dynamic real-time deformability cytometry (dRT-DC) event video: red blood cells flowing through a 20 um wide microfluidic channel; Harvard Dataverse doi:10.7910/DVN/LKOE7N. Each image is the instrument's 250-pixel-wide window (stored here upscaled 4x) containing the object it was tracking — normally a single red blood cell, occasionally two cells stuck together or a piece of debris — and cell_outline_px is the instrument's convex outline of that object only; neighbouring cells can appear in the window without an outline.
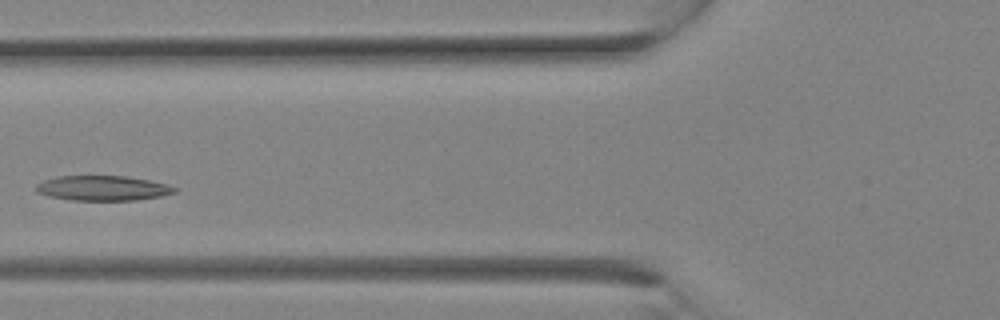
{"species": "Egyptian fruit bat (a non-hibernating species)", "species_latin": "Rousettus aegyptiacus", "temperature_condition": "room temperature", "stored_images_in_passage": 9, "camera_frame_rate_fps": 3000, "um_per_image_px": 0.085, "animal": {"sex": "female"}, "frame": {"image": 1, "passage_image": 8, "time_ms": 2.333, "image_size_px": [1000, 320], "cell_outline_px": [[176, 192], [160, 196], [136, 200], [72, 200], [48, 196], [36, 192], [36, 184], [44, 180], [60, 176], [124, 176], [148, 180], [168, 184], [176, 188]], "centroid_in_image_um": [8.72, 15.99], "position_along_channel_um": 117.1, "area_um2": 20.0}}